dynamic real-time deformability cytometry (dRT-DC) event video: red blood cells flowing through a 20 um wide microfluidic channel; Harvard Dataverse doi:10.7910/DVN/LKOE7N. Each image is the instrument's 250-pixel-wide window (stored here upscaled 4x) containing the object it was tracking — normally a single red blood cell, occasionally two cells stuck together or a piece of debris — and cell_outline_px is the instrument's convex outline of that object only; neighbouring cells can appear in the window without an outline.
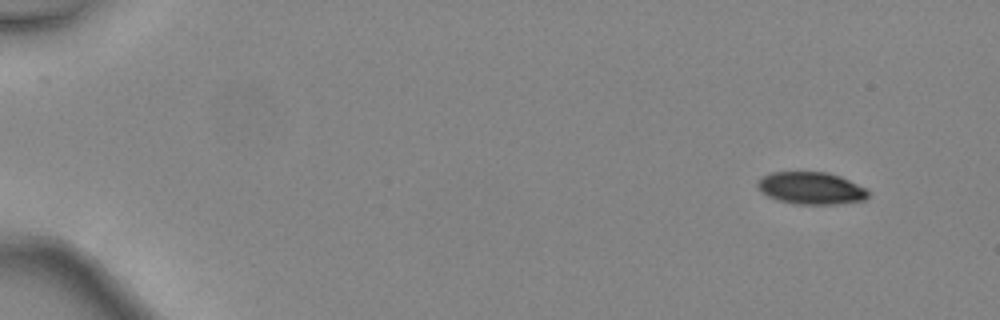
{"species": "common noctule bat (a hibernating species)", "species_latin": "Nyctalus noctula", "temperature_condition": "warm", "stored_images_in_passage": 17, "camera_frame_rate_fps": 3000, "um_per_image_px": 0.085, "animal": {"sex": "female", "body_mass_g": 24.6, "forearm_length_mm": 56.2}, "frame": {"image": 1, "passage_image": 4, "time_ms": 1.0, "image_size_px": [1000, 320], "cell_outline_px": [[868, 196], [864, 200], [836, 204], [796, 204], [780, 200], [768, 196], [760, 192], [756, 188], [756, 180], [768, 172], [828, 172], [840, 176], [864, 188], [868, 192]], "centroid_in_image_um": [68.86, 15.98], "position_along_channel_um": 16.1, "area_um2": 20.81}}